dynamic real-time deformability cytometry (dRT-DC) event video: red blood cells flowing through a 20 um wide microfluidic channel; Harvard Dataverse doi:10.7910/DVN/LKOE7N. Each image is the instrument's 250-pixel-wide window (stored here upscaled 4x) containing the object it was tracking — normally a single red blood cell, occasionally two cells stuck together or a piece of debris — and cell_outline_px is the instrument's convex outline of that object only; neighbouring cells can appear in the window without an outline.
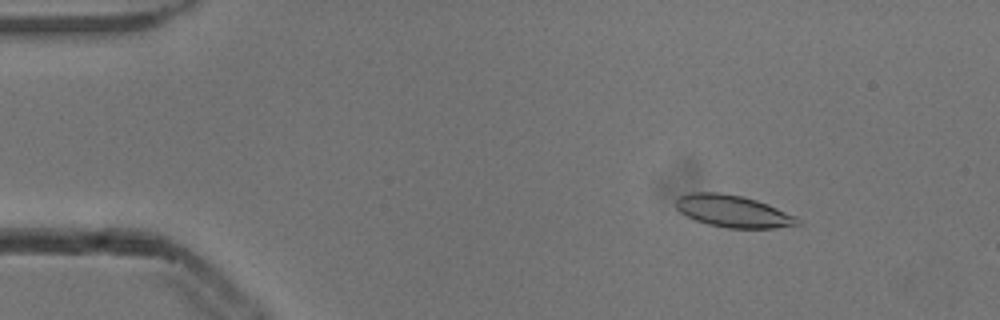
{"species": "common noctule bat (a hibernating species)", "species_latin": "Nyctalus noctula", "temperature_condition": "cold", "stored_images_in_passage": 3, "camera_frame_rate_fps": 3000, "um_per_image_px": 0.085, "animal": {"sex": "male", "body_mass_g": 13.3}, "frame": {"image": 1, "passage_image": 1, "time_ms": 0.0, "image_size_px": [1000, 320], "cell_outline_px": [[804, 224], [776, 228], [728, 228], [708, 224], [684, 216], [676, 208], [676, 200], [680, 196], [692, 192], [720, 192], [740, 196], [756, 200], [768, 204], [796, 216]], "centroid_in_image_um": [62.33, 17.96], "position_along_channel_um": 22.7, "area_um2": 22.83}}